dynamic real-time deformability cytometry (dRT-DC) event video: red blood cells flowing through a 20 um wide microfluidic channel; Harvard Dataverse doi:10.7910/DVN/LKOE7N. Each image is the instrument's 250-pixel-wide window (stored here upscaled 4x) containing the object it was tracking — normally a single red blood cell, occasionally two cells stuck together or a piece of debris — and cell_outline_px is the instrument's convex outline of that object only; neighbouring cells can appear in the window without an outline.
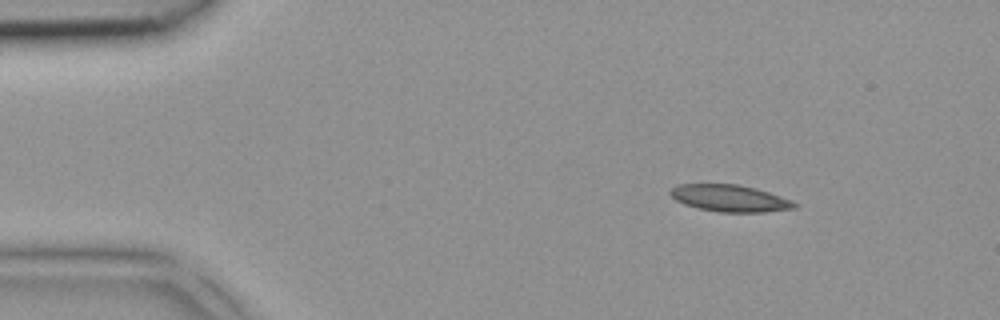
{"species": "common noctule bat (a hibernating species)", "species_latin": "Nyctalus noctula", "temperature_condition": "room temperature", "stored_images_in_passage": 3, "camera_frame_rate_fps": 3000, "um_per_image_px": 0.085, "animal": {"sex": "female", "body_mass_g": 18.4}, "frame": {"image": 1, "passage_image": 1, "time_ms": 0.0, "image_size_px": [1000, 320], "cell_outline_px": [[800, 204], [796, 208], [764, 212], [720, 212], [696, 208], [684, 204], [676, 200], [668, 192], [676, 184], [736, 184], [756, 188], [792, 200]], "centroid_in_image_um": [62.04, 16.85], "position_along_channel_um": 23.0, "area_um2": 19.54}}
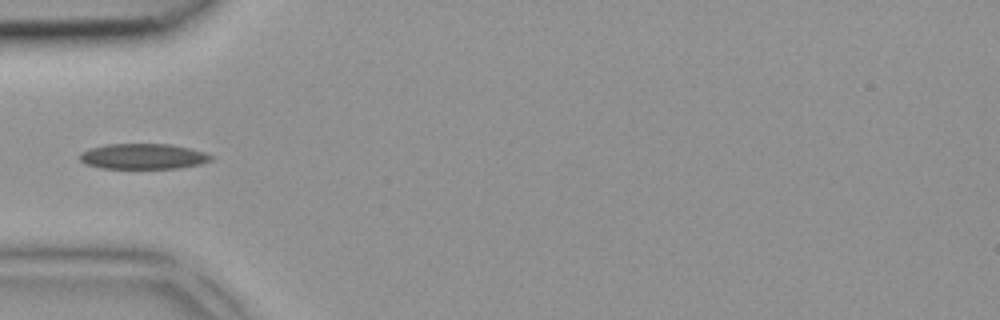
{"frame": {"image": 2, "passage_image": 3, "time_ms": 0.667, "image_size_px": [1000, 320], "cell_outline_px": [[212, 160], [200, 164], [180, 168], [100, 168], [84, 164], [80, 160], [80, 152], [92, 148], [108, 144], [172, 144], [192, 148], [204, 152], [212, 156]], "centroid_in_image_um": [12.18, 13.29], "position_along_channel_um": 72.8, "area_um2": 19.54}}